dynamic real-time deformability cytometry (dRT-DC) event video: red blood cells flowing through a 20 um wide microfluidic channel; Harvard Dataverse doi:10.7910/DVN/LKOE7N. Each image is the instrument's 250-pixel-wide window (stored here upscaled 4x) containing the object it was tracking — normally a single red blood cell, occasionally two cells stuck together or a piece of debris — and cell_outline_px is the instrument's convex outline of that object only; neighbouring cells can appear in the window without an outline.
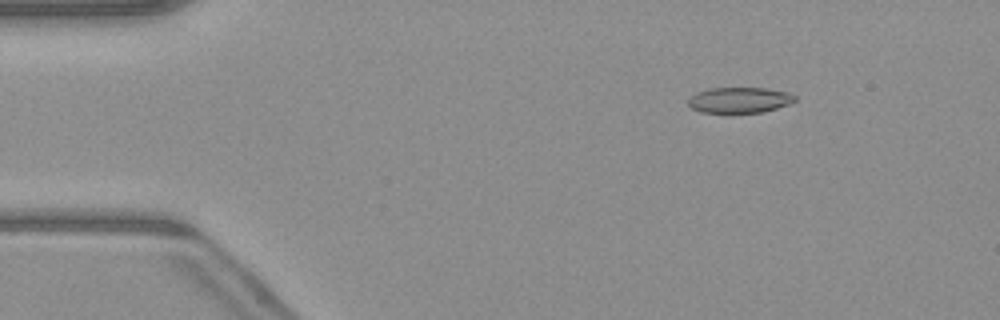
{"species": "common noctule bat (a hibernating species)", "species_latin": "Nyctalus noctula", "temperature_condition": "warm", "stored_images_in_passage": 50, "camera_frame_rate_fps": 3000, "um_per_image_px": 0.085, "animal": {"sex": "male", "body_mass_g": 23.1, "forearm_length_mm": 52.7}, "frame": {"image": 1, "passage_image": 7, "time_ms": 2.0, "image_size_px": [1000, 320], "cell_outline_px": [[796, 100], [788, 104], [764, 112], [732, 116], [700, 112], [692, 108], [688, 104], [688, 96], [696, 92], [712, 88], [768, 88], [788, 92], [796, 96]], "centroid_in_image_um": [62.81, 8.55], "position_along_channel_um": 22.2, "area_um2": 16.88}}
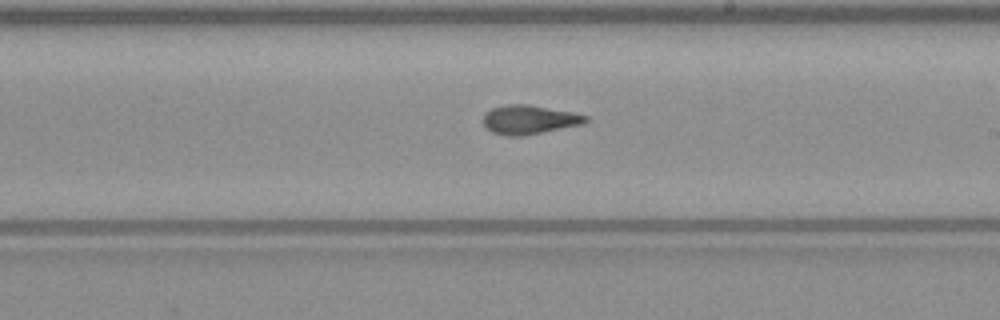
{"frame": {"image": 2, "passage_image": 29, "time_ms": 9.333, "image_size_px": [1000, 320], "cell_outline_px": [[588, 120], [584, 124], [520, 136], [504, 136], [492, 132], [484, 124], [484, 112], [492, 108], [508, 104], [528, 104], [588, 116]], "centroid_in_image_um": [44.95, 10.17], "position_along_channel_um": 244.0, "area_um2": 17.05}}
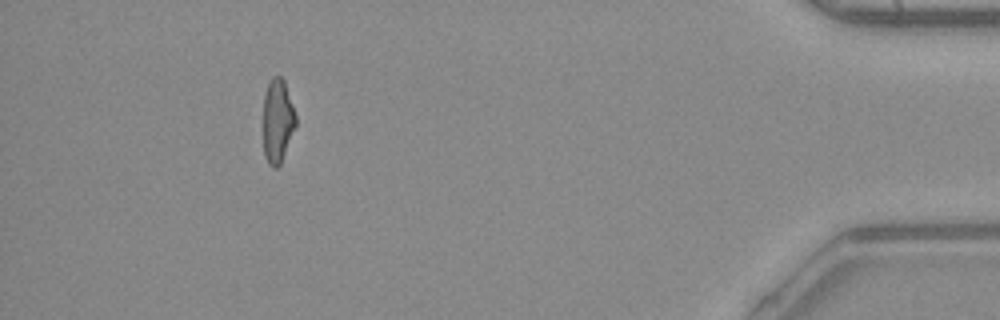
{"frame": {"image": 3, "passage_image": 46, "time_ms": 15.0, "image_size_px": [1000, 320], "cell_outline_px": [[296, 124], [280, 164], [276, 168], [272, 168], [268, 164], [264, 156], [264, 92], [272, 76], [280, 76], [284, 80], [296, 116]], "centroid_in_image_um": [23.58, 10.27], "position_along_channel_um": 411.6, "area_um2": 15.72}, "authors_computed_cell_mechanics": {"area_um2": 16.9065, "velocity_mm_per_s": 4.1214, "shape_relaxation_time_tau1_ms": null, "shape_relaxation_time_tau2_ms": 2.1057, "deformation_change_tau1": null, "deformation_change_tau2": 0.0994}}